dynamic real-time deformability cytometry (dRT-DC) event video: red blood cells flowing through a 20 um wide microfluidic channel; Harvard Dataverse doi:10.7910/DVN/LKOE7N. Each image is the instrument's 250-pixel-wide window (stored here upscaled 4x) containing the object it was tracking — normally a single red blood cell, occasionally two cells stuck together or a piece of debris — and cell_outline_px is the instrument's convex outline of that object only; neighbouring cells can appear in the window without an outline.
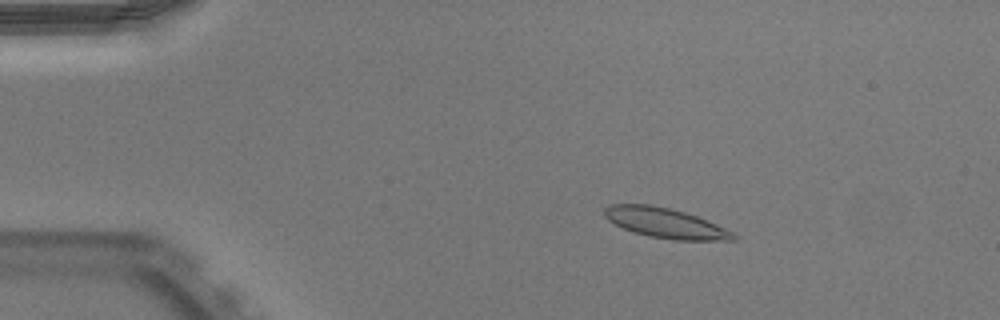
{"species": "Egyptian fruit bat (a non-hibernating species)", "species_latin": "Rousettus aegyptiacus", "temperature_condition": "warm", "stored_images_in_passage": 43, "camera_frame_rate_fps": 3000, "um_per_image_px": 0.085, "animal": {"sex": "male"}, "frame": {"image": 1, "passage_image": 1, "time_ms": 0.0, "image_size_px": [1000, 320], "cell_outline_px": [[740, 236], [736, 240], [672, 240], [648, 236], [624, 228], [608, 220], [604, 216], [604, 208], [608, 204], [652, 204], [684, 212], [696, 216], [736, 232]], "centroid_in_image_um": [56.6, 18.96], "position_along_channel_um": 28.4, "area_um2": 22.6}}
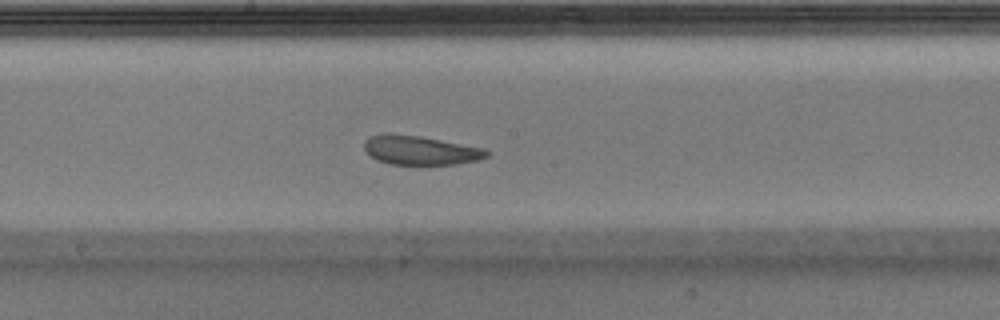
{"frame": {"image": 2, "passage_image": 20, "time_ms": 6.333, "image_size_px": [1000, 320], "cell_outline_px": [[492, 152], [488, 156], [476, 160], [456, 164], [392, 164], [376, 160], [364, 148], [364, 140], [368, 136], [388, 132], [420, 136], [484, 148]], "centroid_in_image_um": [35.71, 12.75], "position_along_channel_um": 212.5, "area_um2": 20.81}}
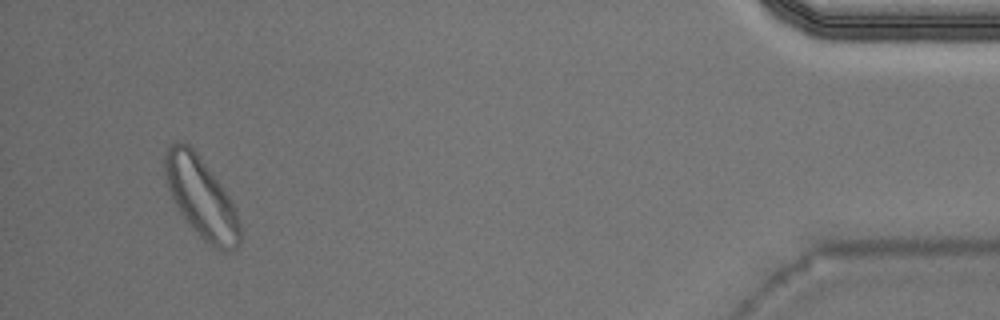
{"frame": {"image": 3, "passage_image": 41, "time_ms": 13.333, "image_size_px": [1000, 320], "cell_outline_px": [[240, 244], [236, 248], [228, 252], [220, 252], [204, 240], [192, 228], [176, 204], [164, 180], [164, 156], [168, 148], [172, 144], [180, 140], [184, 140], [196, 152], [220, 184], [236, 208], [240, 224]], "centroid_in_image_um": [17.11, 16.81], "position_along_channel_um": 418.1, "area_um2": 34.91}, "authors_computed_cell_mechanics": {"area_um2": 22.0218, "velocity_mm_per_s": 3.9204, "shape_relaxation_time_tau1_ms": 5.8788, "shape_relaxation_time_tau2_ms": 2.7605, "deformation_change_tau1": 0.1179, "deformation_change_tau2": 0.0682}}